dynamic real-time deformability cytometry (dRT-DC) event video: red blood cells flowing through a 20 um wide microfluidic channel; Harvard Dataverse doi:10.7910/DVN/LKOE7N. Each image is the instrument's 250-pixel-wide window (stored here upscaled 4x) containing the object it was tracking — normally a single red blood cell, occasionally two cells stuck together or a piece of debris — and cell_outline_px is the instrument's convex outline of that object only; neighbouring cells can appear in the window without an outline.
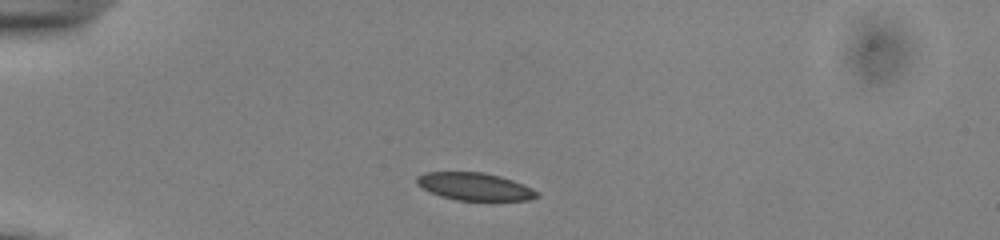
{"species": "common noctule bat (a hibernating species)", "species_latin": "Nyctalus noctula", "temperature_condition": "cold", "stored_images_in_passage": 40, "camera_frame_rate_fps": 3000, "um_per_image_px": 0.085, "animal": {"sex": "male", "body_mass_g": 13.0, "forearm_length_mm": 53.1}, "frame": {"image": 1, "passage_image": 1, "time_ms": 0.0, "image_size_px": [1000, 240], "cell_outline_px": [[540, 196], [528, 200], [456, 200], [440, 196], [416, 184], [416, 176], [424, 172], [484, 172], [500, 176], [524, 184], [540, 192]], "centroid_in_image_um": [40.37, 15.85], "position_along_channel_um": 44.6, "area_um2": 19.36}}
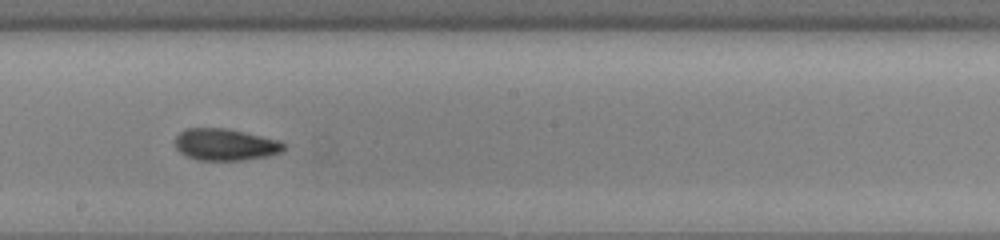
{"frame": {"image": 2, "passage_image": 18, "time_ms": 5.667, "image_size_px": [1000, 240], "cell_outline_px": [[288, 144], [280, 152], [268, 156], [240, 160], [196, 160], [180, 152], [176, 148], [176, 136], [184, 128], [228, 128], [280, 140]], "centroid_in_image_um": [19.17, 12.28], "position_along_channel_um": 229.0, "area_um2": 20.23}}
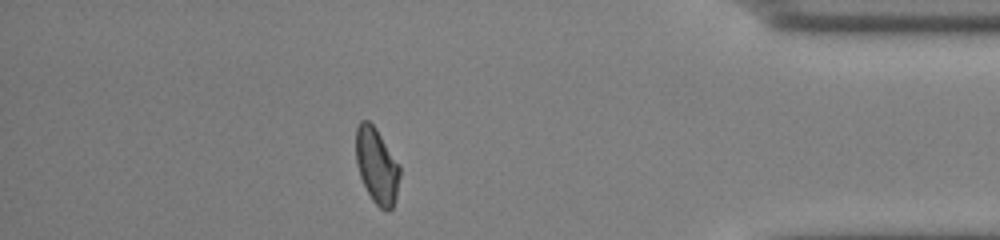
{"frame": {"image": 3, "passage_image": 34, "time_ms": 11.0, "image_size_px": [1000, 240], "cell_outline_px": [[400, 176], [396, 196], [392, 208], [380, 208], [372, 200], [360, 176], [356, 164], [356, 128], [360, 120], [368, 120], [376, 128], [400, 164]], "centroid_in_image_um": [32.02, 14.04], "position_along_channel_um": 403.2, "area_um2": 19.25}, "authors_computed_cell_mechanics": {"area_um2": 19.7387, "velocity_mm_per_s": 3.8724, "shape_relaxation_time_tau1_ms": 2.5238, "shape_relaxation_time_tau2_ms": 1.9688, "deformation_change_tau1": 0.0753, "deformation_change_tau2": 0.0606}}